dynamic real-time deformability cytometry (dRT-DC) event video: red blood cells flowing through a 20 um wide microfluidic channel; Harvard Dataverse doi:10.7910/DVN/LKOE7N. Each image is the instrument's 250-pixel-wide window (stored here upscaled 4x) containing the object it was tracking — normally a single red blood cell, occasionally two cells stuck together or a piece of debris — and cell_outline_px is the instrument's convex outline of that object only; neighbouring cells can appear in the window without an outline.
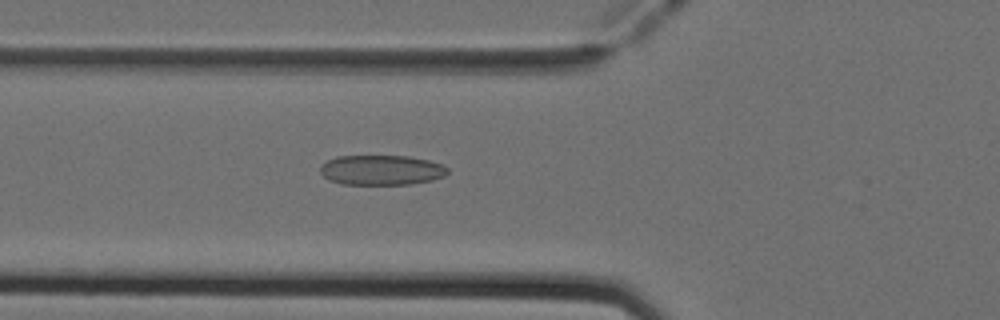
{"species": "Egyptian fruit bat (a non-hibernating species)", "species_latin": "Rousettus aegyptiacus", "temperature_condition": "cold", "stored_images_in_passage": 45, "camera_frame_rate_fps": 3000, "um_per_image_px": 0.085, "animal": {"sex": "female"}, "frame": {"image": 1, "passage_image": 13, "time_ms": 4.0, "image_size_px": [1000, 320], "cell_outline_px": [[448, 172], [444, 176], [432, 180], [408, 184], [340, 184], [328, 180], [320, 172], [320, 164], [336, 156], [408, 156], [428, 160], [440, 164], [448, 168]], "centroid_in_image_um": [32.38, 14.45], "position_along_channel_um": 93.4, "area_um2": 22.25}}
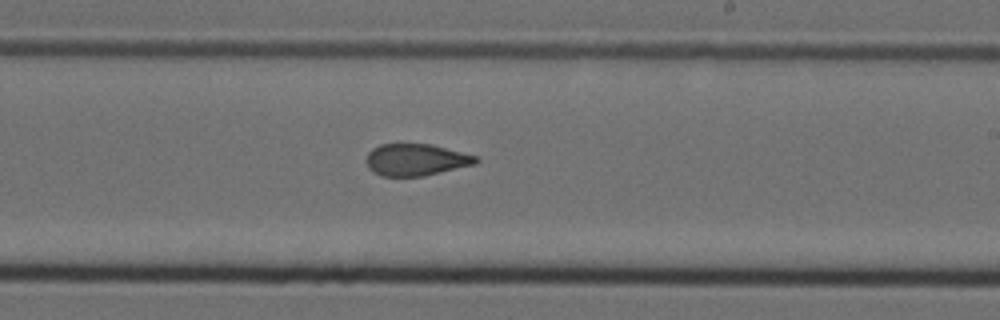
{"frame": {"image": 2, "passage_image": 25, "time_ms": 8.0, "image_size_px": [1000, 320], "cell_outline_px": [[480, 160], [476, 164], [424, 176], [380, 176], [372, 172], [368, 168], [364, 160], [368, 152], [372, 148], [380, 144], [432, 144], [480, 156]], "centroid_in_image_um": [35.36, 13.58], "position_along_channel_um": 253.6, "area_um2": 20.81}}
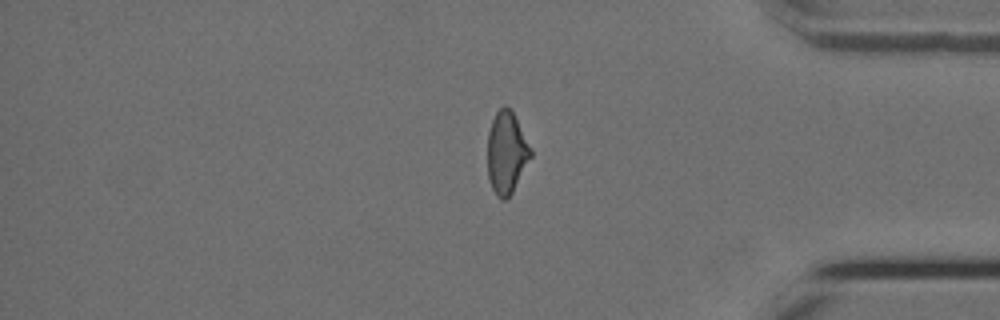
{"frame": {"image": 3, "passage_image": 37, "time_ms": 12.0, "image_size_px": [1000, 320], "cell_outline_px": [[532, 156], [512, 192], [504, 200], [500, 200], [496, 196], [492, 188], [488, 176], [488, 132], [492, 120], [496, 112], [504, 104], [512, 112], [532, 148]], "centroid_in_image_um": [43.06, 12.98], "position_along_channel_um": 392.1, "area_um2": 20.52}, "authors_computed_cell_mechanics": {"area_um2": 21.4438, "velocity_mm_per_s": 3.9889, "shape_relaxation_time_tau1_ms": 6.3389, "shape_relaxation_time_tau2_ms": 2.0227, "deformation_change_tau1": 0.1544, "deformation_change_tau2": 0.0987}}